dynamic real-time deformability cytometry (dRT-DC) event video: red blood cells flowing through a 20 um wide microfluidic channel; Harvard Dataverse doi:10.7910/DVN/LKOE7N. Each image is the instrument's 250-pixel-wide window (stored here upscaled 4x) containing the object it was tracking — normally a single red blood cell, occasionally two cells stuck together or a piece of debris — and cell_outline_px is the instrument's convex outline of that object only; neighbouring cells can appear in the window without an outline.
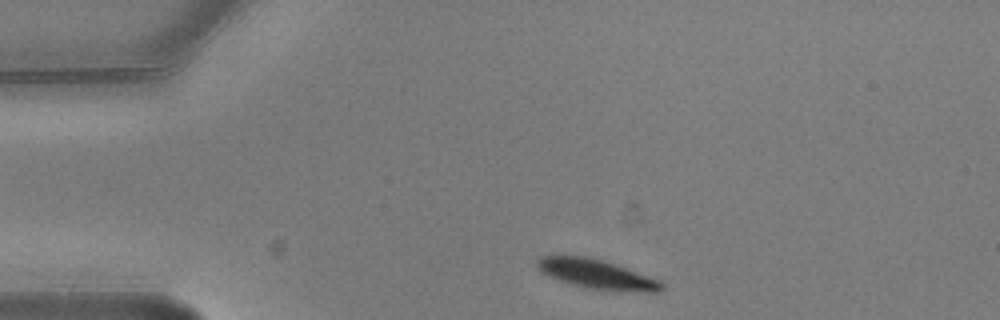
{"species": "common noctule bat (a hibernating species)", "species_latin": "Nyctalus noctula", "temperature_condition": "warm", "stored_images_in_passage": 3, "camera_frame_rate_fps": 3000, "um_per_image_px": 0.085, "animal": {"sex": "male", "body_mass_g": 20.5, "forearm_length_mm": 52.5}, "frame": {"image": 1, "passage_image": 1, "time_ms": 0.0, "image_size_px": [1000, 320], "cell_outline_px": [[664, 288], [660, 292], [644, 292], [584, 288], [548, 276], [536, 264], [536, 260], [540, 256], [552, 252], [588, 256], [660, 280], [664, 284]], "centroid_in_image_um": [50.63, 23.26], "position_along_channel_um": 34.4, "area_um2": 21.5}}
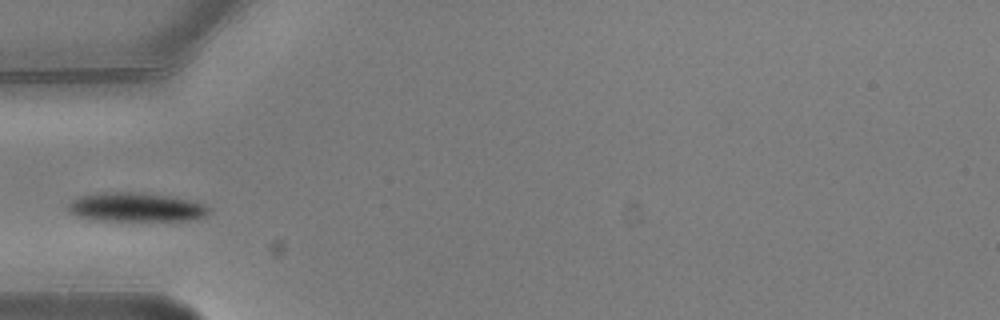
{"frame": {"image": 2, "passage_image": 3, "time_ms": 0.667, "image_size_px": [1000, 320], "cell_outline_px": [[212, 212], [208, 216], [192, 220], [88, 220], [76, 216], [68, 212], [68, 204], [72, 200], [80, 196], [104, 192], [144, 192], [172, 196], [204, 204], [212, 208]], "centroid_in_image_um": [11.58, 17.61], "position_along_channel_um": 73.4, "area_um2": 24.16}}